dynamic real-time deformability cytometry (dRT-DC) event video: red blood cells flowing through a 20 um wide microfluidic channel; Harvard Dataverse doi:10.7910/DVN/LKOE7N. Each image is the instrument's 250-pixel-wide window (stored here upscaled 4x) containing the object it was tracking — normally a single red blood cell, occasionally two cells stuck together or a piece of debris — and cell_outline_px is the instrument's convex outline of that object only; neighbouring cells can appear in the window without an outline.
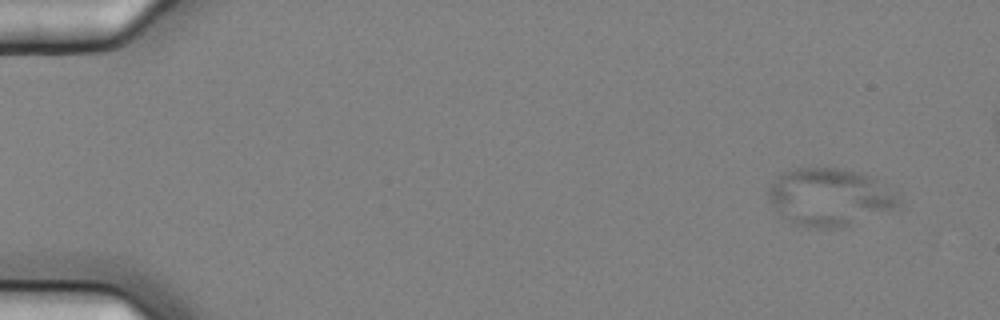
{"species": "common noctule bat (a hibernating species)", "species_latin": "Nyctalus noctula", "temperature_condition": "cold", "stored_images_in_passage": 7, "camera_frame_rate_fps": 3000, "um_per_image_px": 0.085, "animal": {"sex": "female", "body_mass_g": 25.1}, "frame": {"image": 1, "passage_image": 2, "time_ms": 0.333, "image_size_px": [1000, 320], "cell_outline_px": [[900, 200], [892, 208], [848, 224], [836, 228], [824, 228], [792, 224], [780, 216], [768, 200], [768, 188], [772, 180], [780, 172], [796, 168], [836, 168], [856, 172], [876, 180], [900, 192]], "centroid_in_image_um": [70.42, 16.73], "position_along_channel_um": 14.6, "area_um2": 43.23}}